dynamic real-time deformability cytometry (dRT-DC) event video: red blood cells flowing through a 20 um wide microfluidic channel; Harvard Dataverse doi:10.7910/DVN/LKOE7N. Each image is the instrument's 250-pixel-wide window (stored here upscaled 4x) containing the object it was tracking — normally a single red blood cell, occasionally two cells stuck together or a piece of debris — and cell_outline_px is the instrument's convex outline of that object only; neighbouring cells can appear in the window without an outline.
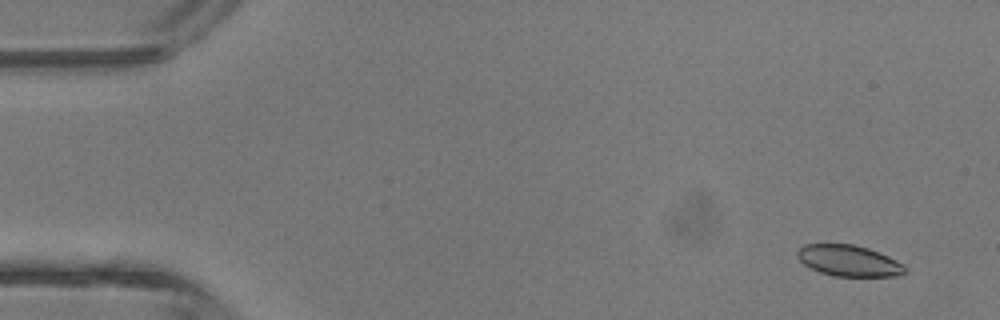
{"species": "common noctule bat (a hibernating species)", "species_latin": "Nyctalus noctula", "temperature_condition": "room temperature", "stored_images_in_passage": 3, "camera_frame_rate_fps": 3000, "um_per_image_px": 0.085, "animal": {"sex": "male", "body_mass_g": 13.3}, "frame": {"image": 1, "passage_image": 1, "time_ms": 0.0, "image_size_px": [1000, 320], "cell_outline_px": [[904, 272], [900, 276], [832, 276], [820, 272], [804, 264], [796, 256], [796, 252], [804, 244], [852, 244], [868, 248], [888, 256], [904, 264]], "centroid_in_image_um": [72.13, 22.16], "position_along_channel_um": 12.9, "area_um2": 19.42}}